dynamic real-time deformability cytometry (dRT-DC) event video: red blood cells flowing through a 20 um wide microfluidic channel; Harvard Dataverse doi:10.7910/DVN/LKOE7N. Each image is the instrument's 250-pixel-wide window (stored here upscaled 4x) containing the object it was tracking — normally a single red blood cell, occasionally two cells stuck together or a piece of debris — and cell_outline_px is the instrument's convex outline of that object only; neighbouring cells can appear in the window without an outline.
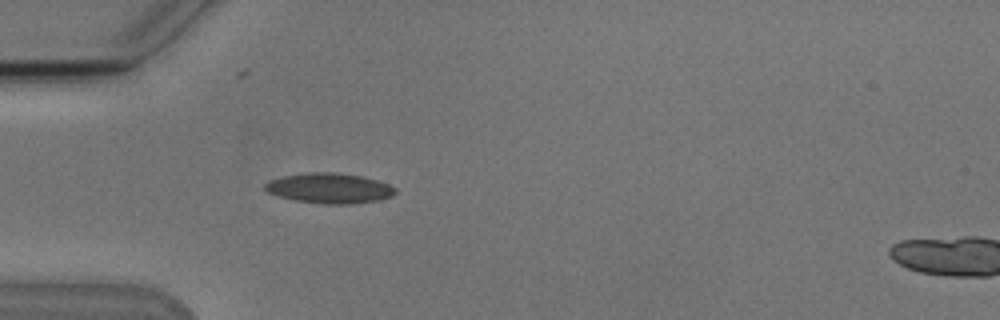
{"species": "Egyptian fruit bat (a non-hibernating species)", "species_latin": "Rousettus aegyptiacus", "temperature_condition": "cold", "stored_images_in_passage": 1, "camera_frame_rate_fps": 3000, "um_per_image_px": 0.085, "animal": {"sex": "male"}, "frame": {"image": 1, "passage_image": 1, "time_ms": 0.0, "image_size_px": [1000, 320], "cell_outline_px": [[396, 192], [392, 196], [380, 200], [352, 204], [320, 204], [296, 200], [276, 196], [268, 192], [264, 188], [264, 184], [268, 180], [284, 176], [308, 172], [332, 172], [360, 176], [376, 180], [388, 184], [396, 188]], "centroid_in_image_um": [27.98, 16.01], "position_along_channel_um": 57.0, "area_um2": 23.0}}